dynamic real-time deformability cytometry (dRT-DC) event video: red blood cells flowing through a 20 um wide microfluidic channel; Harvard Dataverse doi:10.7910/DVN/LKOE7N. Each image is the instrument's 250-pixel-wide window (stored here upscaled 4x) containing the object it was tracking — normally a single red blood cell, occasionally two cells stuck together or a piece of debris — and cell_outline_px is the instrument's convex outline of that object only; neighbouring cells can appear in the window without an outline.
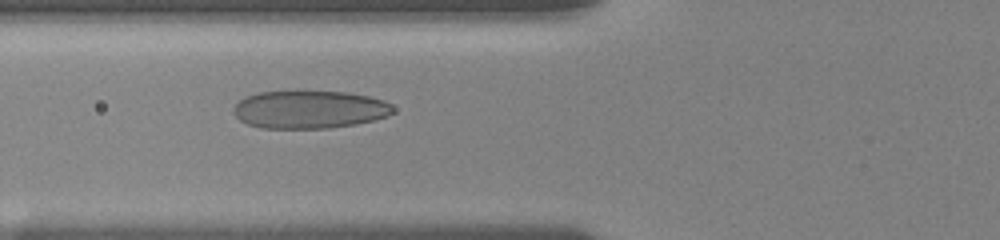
{"species": "human", "species_latin": "Homo sapiens", "temperature_condition": "room temperature", "stored_images_in_passage": 27, "camera_frame_rate_fps": 3000, "um_per_image_px": 0.085, "donor": {"sex": "female"}, "frame": {"image": 1, "passage_image": 17, "time_ms": 7.0, "image_size_px": [1000, 240], "cell_outline_px": [[392, 112], [388, 116], [356, 124], [328, 128], [260, 128], [248, 124], [240, 120], [232, 112], [232, 108], [244, 96], [260, 92], [348, 92], [368, 96], [384, 100], [392, 104]], "centroid_in_image_um": [26.28, 9.31], "position_along_channel_um": 99.5, "area_um2": 35.08}}
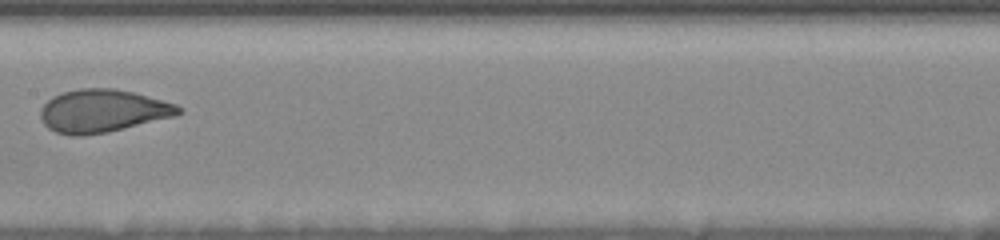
{"frame": {"image": 2, "passage_image": 23, "time_ms": 9.667, "image_size_px": [1000, 240], "cell_outline_px": [[184, 112], [176, 116], [108, 132], [80, 136], [72, 136], [56, 132], [48, 128], [44, 124], [40, 116], [40, 108], [52, 96], [60, 92], [80, 88], [112, 88], [132, 92], [176, 104]], "centroid_in_image_um": [8.7, 9.43], "position_along_channel_um": 198.7, "area_um2": 34.56}}
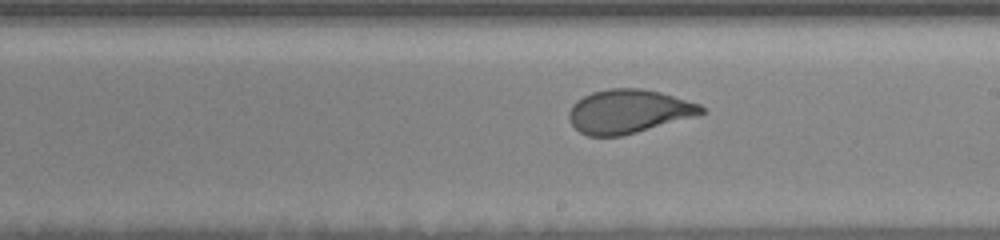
{"frame": {"image": 3, "passage_image": 26, "time_ms": 10.667, "image_size_px": [1000, 240], "cell_outline_px": [[704, 112], [696, 116], [636, 132], [620, 136], [588, 136], [580, 132], [572, 124], [568, 116], [568, 112], [572, 104], [576, 100], [592, 92], [608, 88], [640, 88], [660, 92], [700, 104], [704, 108]], "centroid_in_image_um": [53.4, 9.46], "position_along_channel_um": 235.6, "area_um2": 33.58}}